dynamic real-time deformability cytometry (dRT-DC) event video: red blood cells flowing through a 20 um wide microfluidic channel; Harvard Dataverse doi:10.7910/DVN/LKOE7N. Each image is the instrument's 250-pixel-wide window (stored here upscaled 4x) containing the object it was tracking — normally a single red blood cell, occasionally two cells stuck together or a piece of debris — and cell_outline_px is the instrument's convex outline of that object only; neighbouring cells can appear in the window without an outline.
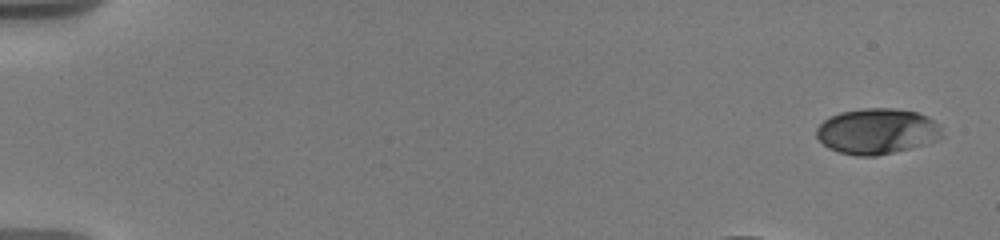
{"species": "human", "species_latin": "Homo sapiens", "temperature_condition": "warm", "stored_images_in_passage": 12, "camera_frame_rate_fps": 3000, "um_per_image_px": 0.085, "donor": {"sex": "male"}, "frame": {"image": 1, "passage_image": 1, "time_ms": 0.0, "image_size_px": [1000, 240], "cell_outline_px": [[940, 136], [936, 140], [912, 148], [876, 156], [856, 156], [840, 152], [828, 148], [816, 136], [816, 128], [824, 120], [840, 112], [864, 108], [892, 108], [916, 112], [932, 120], [940, 128]], "centroid_in_image_um": [74.49, 11.16], "position_along_channel_um": 10.5, "area_um2": 33.0}}
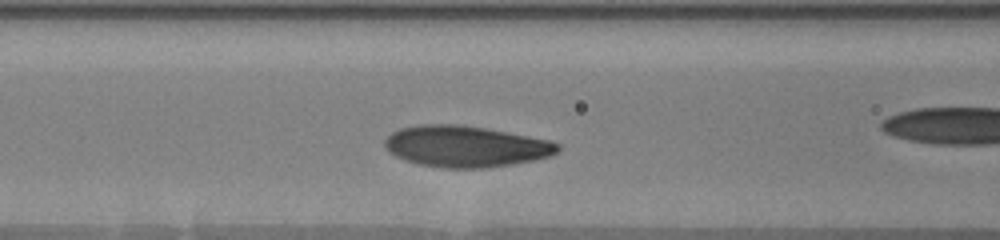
{"frame": {"image": 2, "passage_image": 10, "time_ms": 6.667, "image_size_px": [1000, 240], "cell_outline_px": [[560, 152], [552, 156], [512, 164], [484, 168], [444, 168], [420, 164], [404, 160], [388, 152], [384, 144], [384, 140], [392, 132], [400, 128], [416, 124], [460, 124], [484, 128], [548, 140], [560, 144]], "centroid_in_image_um": [39.56, 12.44], "position_along_channel_um": 127.0, "area_um2": 41.62}}